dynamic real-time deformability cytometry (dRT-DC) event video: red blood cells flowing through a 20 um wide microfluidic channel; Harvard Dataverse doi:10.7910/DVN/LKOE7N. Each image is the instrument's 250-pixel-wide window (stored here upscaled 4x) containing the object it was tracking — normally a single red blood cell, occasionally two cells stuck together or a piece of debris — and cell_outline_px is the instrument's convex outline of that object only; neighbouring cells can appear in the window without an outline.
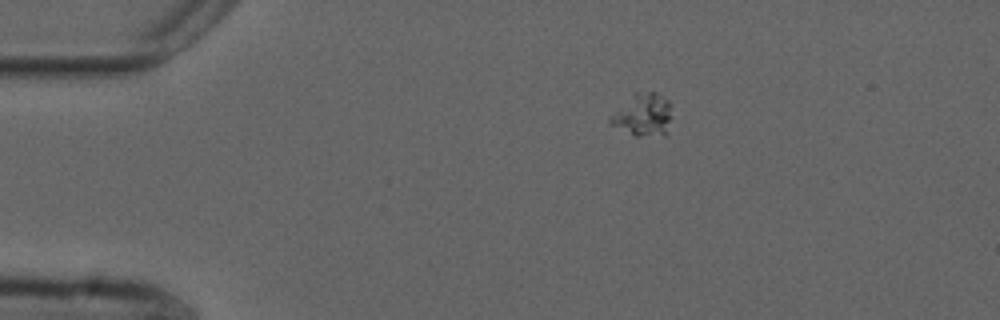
{"species": "common noctule bat (a hibernating species)", "species_latin": "Nyctalus noctula", "temperature_condition": "cold", "stored_images_in_passage": 46, "camera_frame_rate_fps": 3000, "um_per_image_px": 0.085, "animal": {"sex": "male", "forearm_length_mm": 52.5}, "frame": {"image": 1, "passage_image": 1, "time_ms": 0.0, "image_size_px": [1000, 320], "cell_outline_px": [[672, 116], [668, 132], [664, 136], [636, 136], [608, 124], [608, 116], [636, 92], [656, 92], [668, 100], [672, 104]], "centroid_in_image_um": [54.69, 9.78], "position_along_channel_um": 30.3, "area_um2": 15.66}}
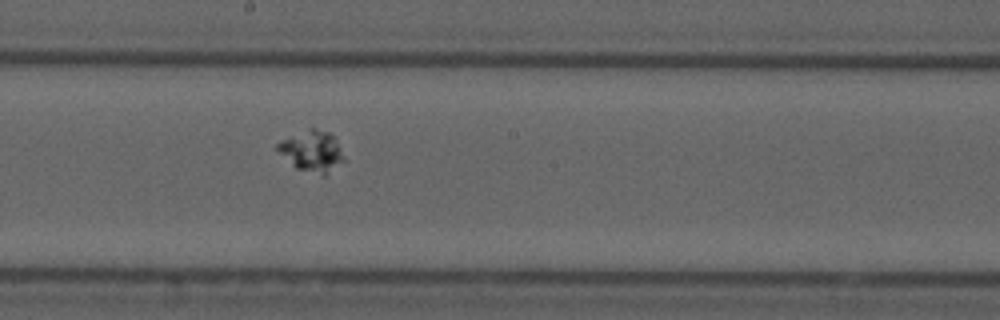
{"frame": {"image": 2, "passage_image": 21, "time_ms": 6.667, "image_size_px": [1000, 320], "cell_outline_px": [[344, 160], [324, 176], [296, 168], [276, 148], [276, 144], [308, 128], [316, 128], [328, 132], [332, 136], [340, 148]], "centroid_in_image_um": [26.52, 12.85], "position_along_channel_um": 221.7, "area_um2": 15.26}}
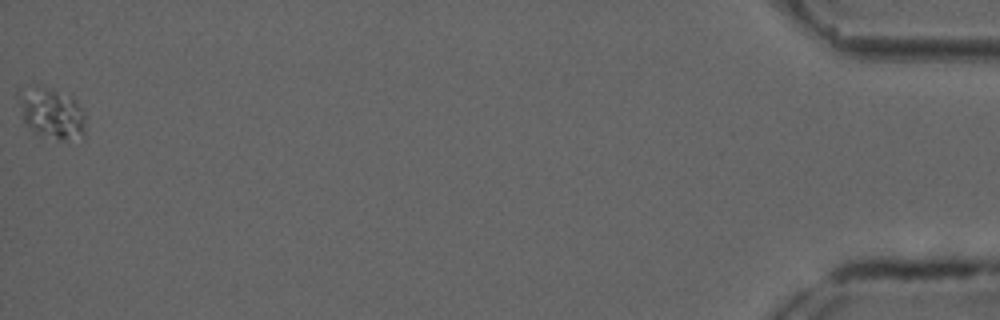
{"frame": {"image": 3, "passage_image": 46, "time_ms": 15.0, "image_size_px": [1000, 320], "cell_outline_px": [[84, 136], [64, 140], [56, 140], [40, 136], [32, 132], [24, 120], [16, 96], [16, 92], [20, 88], [48, 88], [72, 96], [76, 100], [84, 112]], "centroid_in_image_um": [4.36, 9.64], "position_along_channel_um": 430.8, "area_um2": 19.94}}